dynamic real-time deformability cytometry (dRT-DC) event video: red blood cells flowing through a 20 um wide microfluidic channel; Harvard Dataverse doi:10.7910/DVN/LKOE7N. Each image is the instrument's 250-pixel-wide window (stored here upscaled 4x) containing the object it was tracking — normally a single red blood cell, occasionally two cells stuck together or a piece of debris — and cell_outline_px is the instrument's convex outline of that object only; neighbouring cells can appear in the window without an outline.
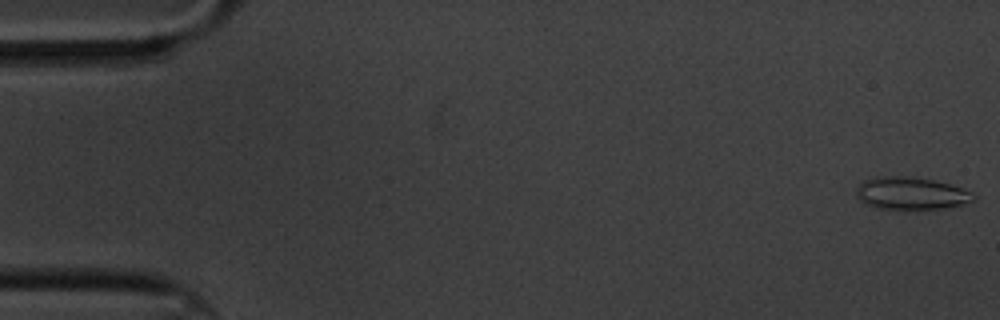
{"species": "common noctule bat (a hibernating species)", "species_latin": "Nyctalus noctula", "temperature_condition": "cold", "stored_images_in_passage": 58, "camera_frame_rate_fps": 3000, "um_per_image_px": 0.085, "animal": {"sex": "male", "body_mass_g": 20.1, "forearm_length_mm": 53.5}, "frame": {"image": 1, "passage_image": 1, "time_ms": 0.0, "image_size_px": [1000, 320], "cell_outline_px": [[976, 200], [964, 204], [944, 208], [876, 208], [864, 204], [856, 196], [856, 188], [864, 180], [880, 176], [912, 176], [932, 180], [948, 184], [972, 192], [976, 196]], "centroid_in_image_um": [77.42, 16.42], "position_along_channel_um": 7.6, "area_um2": 22.02}}
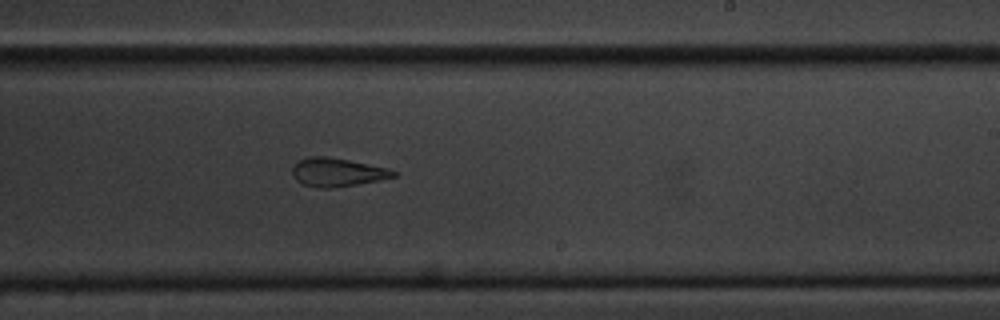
{"frame": {"image": 2, "passage_image": 36, "time_ms": 11.667, "image_size_px": [1000, 320], "cell_outline_px": [[400, 176], [380, 180], [332, 188], [316, 188], [304, 184], [296, 180], [292, 176], [292, 168], [300, 160], [308, 156], [328, 156], [388, 168], [400, 172]], "centroid_in_image_um": [28.71, 14.64], "position_along_channel_um": 260.3, "area_um2": 16.94}}
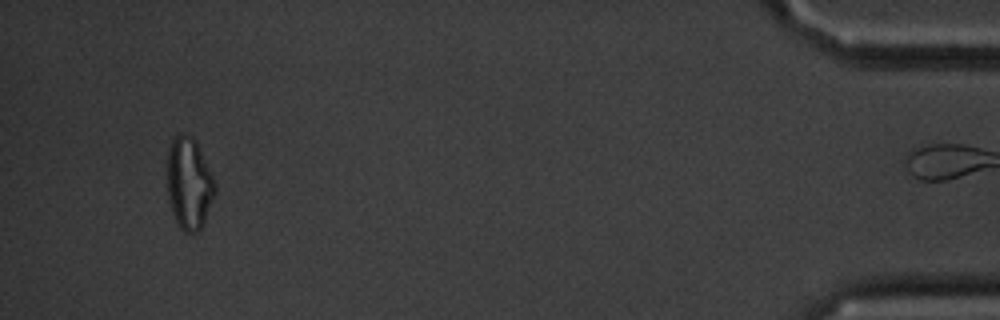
{"frame": {"image": 3, "passage_image": 57, "time_ms": 18.667, "image_size_px": [1000, 320], "cell_outline_px": [[216, 192], [204, 220], [200, 228], [196, 232], [184, 232], [176, 224], [168, 200], [168, 148], [172, 136], [184, 132], [192, 136], [196, 140], [212, 176], [216, 188]], "centroid_in_image_um": [16.04, 15.56], "position_along_channel_um": 419.2, "area_um2": 25.55}, "authors_computed_cell_mechanics": {"area_um2": 19.1607, "velocity_mm_per_s": 3.3223, "shape_relaxation_time_tau1_ms": 8.9849, "shape_relaxation_time_tau2_ms": 2.3878, "deformation_change_tau1": 0.1813, "deformation_change_tau2": 0.0936}}